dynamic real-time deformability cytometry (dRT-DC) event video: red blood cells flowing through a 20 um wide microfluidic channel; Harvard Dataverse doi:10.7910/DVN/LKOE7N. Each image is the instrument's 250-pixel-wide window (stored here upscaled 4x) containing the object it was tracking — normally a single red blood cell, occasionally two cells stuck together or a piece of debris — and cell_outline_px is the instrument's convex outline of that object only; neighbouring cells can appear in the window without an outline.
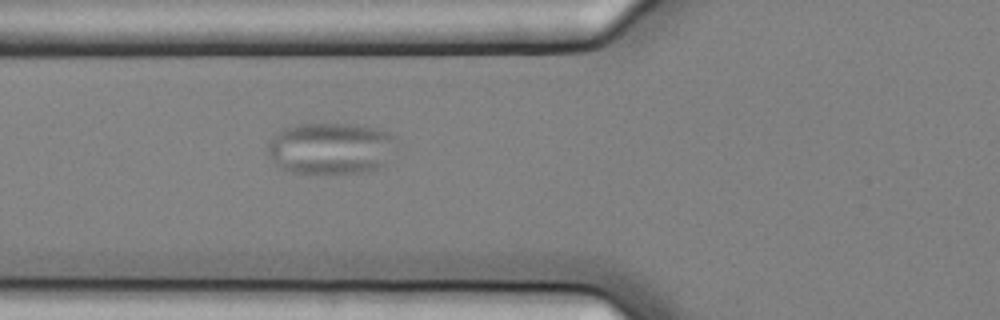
{"species": "common noctule bat (a hibernating species)", "species_latin": "Nyctalus noctula", "temperature_condition": "cold", "stored_images_in_passage": 7, "camera_frame_rate_fps": 3000, "um_per_image_px": 0.085, "animal": {"sex": "female", "body_mass_g": 25.1}, "frame": {"image": 1, "passage_image": 7, "time_ms": 2.0, "image_size_px": [1000, 320], "cell_outline_px": [[396, 136], [380, 168], [364, 172], [292, 172], [280, 168], [276, 164], [268, 152], [268, 144], [272, 136], [276, 132], [284, 128], [300, 124], [356, 124], [376, 128], [388, 132]], "centroid_in_image_um": [28.05, 12.58], "position_along_channel_um": 97.7, "area_um2": 37.97}}